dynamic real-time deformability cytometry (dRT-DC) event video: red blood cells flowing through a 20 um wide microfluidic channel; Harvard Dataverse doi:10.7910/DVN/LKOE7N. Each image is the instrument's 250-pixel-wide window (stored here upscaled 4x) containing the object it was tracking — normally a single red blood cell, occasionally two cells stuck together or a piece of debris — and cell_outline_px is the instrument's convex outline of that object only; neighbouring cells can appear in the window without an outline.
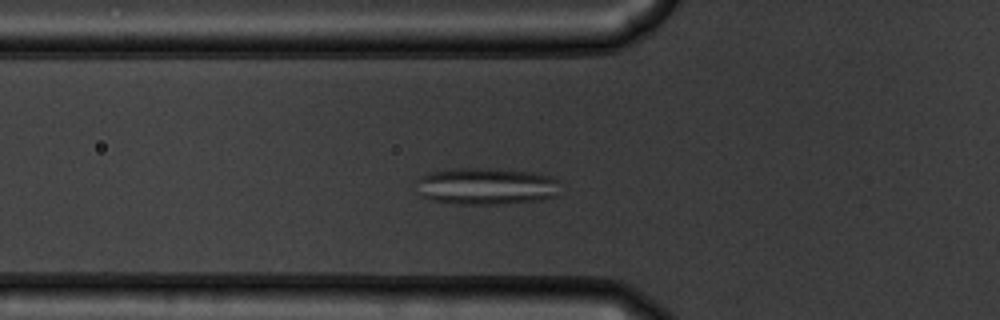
{"species": "common noctule bat (a hibernating species)", "species_latin": "Nyctalus noctula", "temperature_condition": "warm", "stored_images_in_passage": 49, "camera_frame_rate_fps": 3000, "um_per_image_px": 0.085, "animal": {"sex": "male", "body_mass_g": 19.5, "forearm_length_mm": 54.6}, "frame": {"image": 1, "passage_image": 14, "time_ms": 4.333, "image_size_px": [1000, 320], "cell_outline_px": [[560, 180], [556, 196], [544, 200], [504, 204], [456, 204], [432, 200], [420, 196], [416, 192], [416, 180], [420, 176], [432, 172], [460, 168], [488, 168], [532, 172], [548, 176]], "centroid_in_image_um": [41.31, 15.84], "position_along_channel_um": 84.5, "area_um2": 31.33}}
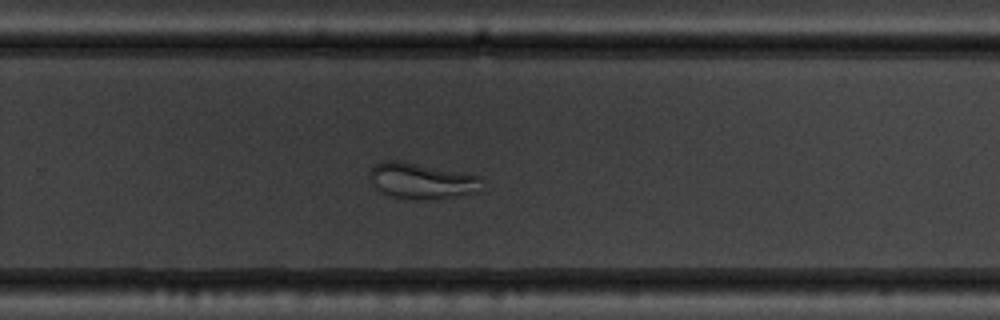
{"frame": {"image": 2, "passage_image": 31, "time_ms": 10.0, "image_size_px": [1000, 320], "cell_outline_px": [[480, 180], [472, 192], [452, 196], [420, 200], [416, 200], [392, 196], [376, 188], [368, 176], [368, 172], [376, 164], [384, 160], [400, 160], [480, 176]], "centroid_in_image_um": [35.71, 15.34], "position_along_channel_um": 294.1, "area_um2": 22.72}}
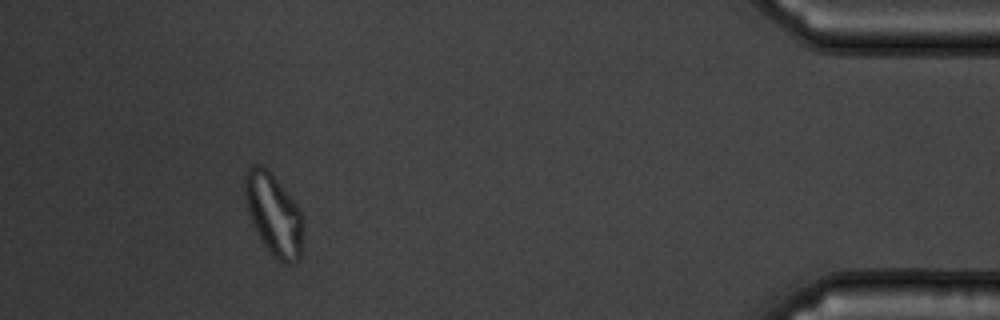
{"frame": {"image": 3, "passage_image": 45, "time_ms": 14.667, "image_size_px": [1000, 320], "cell_outline_px": [[300, 256], [296, 264], [284, 264], [264, 244], [248, 212], [244, 200], [244, 172], [252, 164], [260, 164], [268, 168], [300, 208]], "centroid_in_image_um": [23.21, 18.13], "position_along_channel_um": 412.0, "area_um2": 27.17}, "authors_computed_cell_mechanics": {"area_um2": 26.9348, "velocity_mm_per_s": 3.7002, "shape_relaxation_time_tau1_ms": null, "shape_relaxation_time_tau2_ms": 1.177, "deformation_change_tau1": null, "deformation_change_tau2": 0.072}}